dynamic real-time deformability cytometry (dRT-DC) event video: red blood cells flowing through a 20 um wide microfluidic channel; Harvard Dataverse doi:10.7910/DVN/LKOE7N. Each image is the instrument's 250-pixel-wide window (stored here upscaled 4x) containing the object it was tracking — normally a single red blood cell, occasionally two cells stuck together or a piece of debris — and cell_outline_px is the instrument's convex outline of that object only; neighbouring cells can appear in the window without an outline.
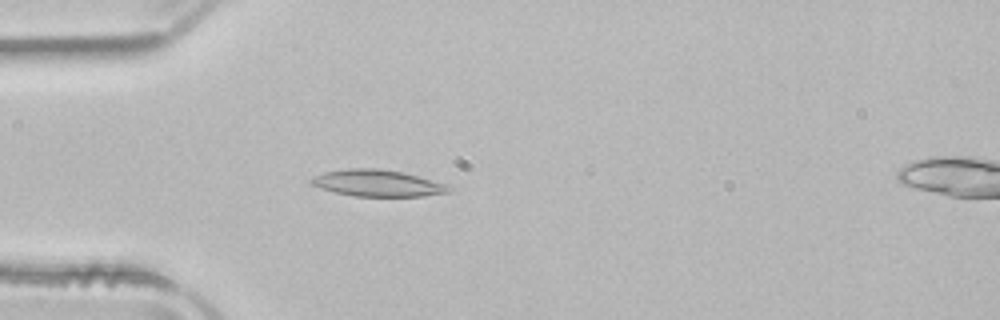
{"species": "common noctule bat (a hibernating species)", "species_latin": "Nyctalus noctula", "temperature_condition": "room temperature", "stored_images_in_passage": 51, "camera_frame_rate_fps": 3000, "um_per_image_px": 0.085, "animal": {"sex": "male", "body_mass_g": 21.5, "forearm_length_mm": 52.0}, "frame": {"image": 1, "passage_image": 14, "time_ms": 4.333, "image_size_px": [1000, 320], "cell_outline_px": [[452, 188], [448, 192], [424, 196], [356, 196], [336, 192], [320, 188], [312, 184], [308, 180], [312, 176], [324, 172], [348, 168], [380, 168], [404, 172], [448, 184]], "centroid_in_image_um": [32.09, 15.55], "position_along_channel_um": 52.9, "area_um2": 21.44}}
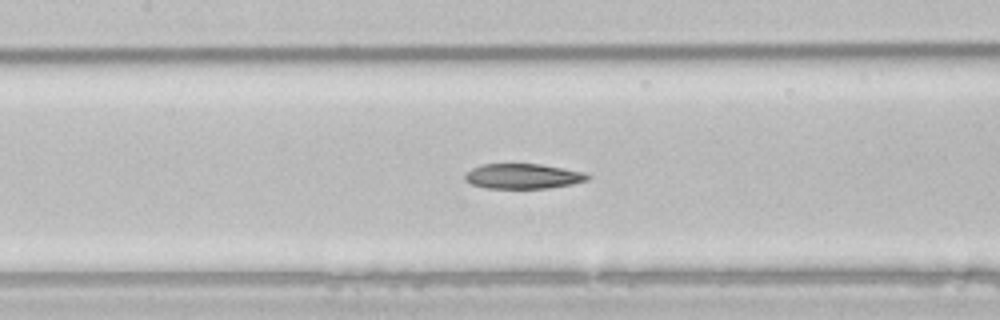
{"frame": {"image": 2, "passage_image": 23, "time_ms": 7.333, "image_size_px": [1000, 320], "cell_outline_px": [[592, 176], [588, 180], [572, 184], [548, 188], [488, 188], [472, 184], [464, 180], [464, 176], [472, 168], [480, 164], [540, 164], [564, 168], [584, 172]], "centroid_in_image_um": [44.47, 14.97], "position_along_channel_um": 162.9, "area_um2": 17.92}}
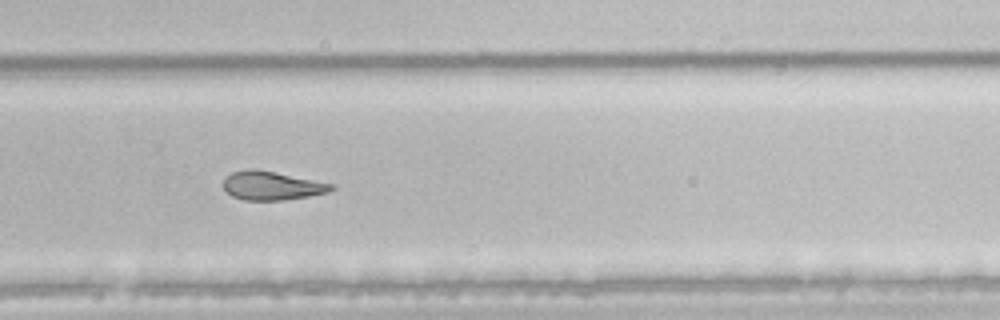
{"frame": {"image": 3, "passage_image": 34, "time_ms": 11.0, "image_size_px": [1000, 320], "cell_outline_px": [[336, 188], [328, 192], [308, 196], [280, 200], [244, 200], [232, 196], [224, 188], [224, 180], [232, 172], [248, 168], [252, 168], [276, 172], [336, 184]], "centroid_in_image_um": [23.14, 15.77], "position_along_channel_um": 306.7, "area_um2": 18.03}, "authors_computed_cell_mechanics": {"area_um2": 20.4612, "velocity_mm_per_s": 3.9419, "shape_relaxation_time_tau1_ms": null, "shape_relaxation_time_tau2_ms": 5.7634, "deformation_change_tau1": null, "deformation_change_tau2": 0.1477}}